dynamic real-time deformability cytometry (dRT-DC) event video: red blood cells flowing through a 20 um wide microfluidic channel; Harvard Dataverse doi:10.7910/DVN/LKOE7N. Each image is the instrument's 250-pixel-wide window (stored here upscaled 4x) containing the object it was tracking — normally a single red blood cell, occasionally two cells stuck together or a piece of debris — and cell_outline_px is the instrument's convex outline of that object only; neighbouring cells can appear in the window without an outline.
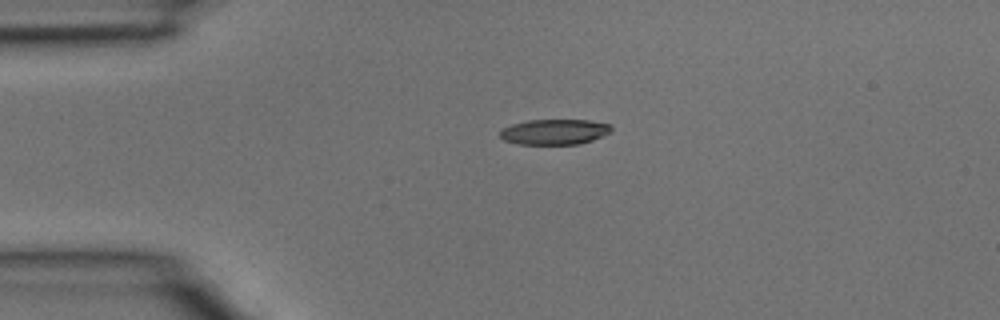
{"species": "common noctule bat (a hibernating species)", "species_latin": "Nyctalus noctula", "temperature_condition": "room temperature", "stored_images_in_passage": 32, "camera_frame_rate_fps": 3000, "um_per_image_px": 0.085, "animal": {"sex": "male", "body_mass_g": 15.6}, "frame": {"image": 1, "passage_image": 1, "time_ms": 0.0, "image_size_px": [1000, 320], "cell_outline_px": [[612, 132], [592, 140], [580, 144], [516, 144], [504, 140], [500, 136], [500, 132], [504, 128], [512, 124], [528, 120], [588, 120], [612, 124]], "centroid_in_image_um": [47.17, 11.21], "position_along_channel_um": 37.8, "area_um2": 16.53}}
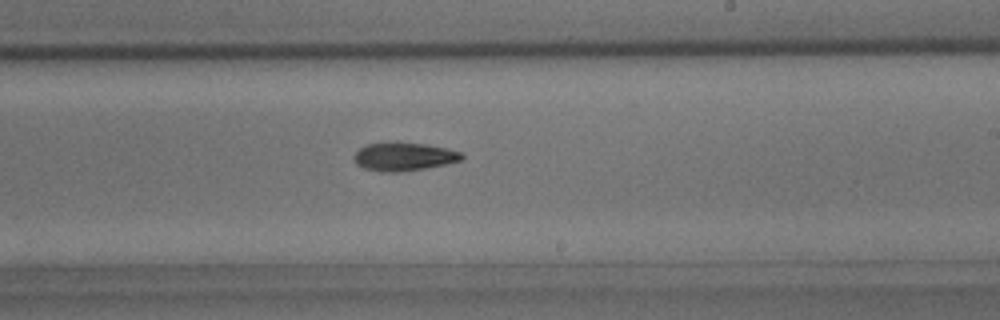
{"frame": {"image": 2, "passage_image": 16, "time_ms": 5.0, "image_size_px": [1000, 320], "cell_outline_px": [[464, 156], [460, 160], [444, 164], [424, 168], [400, 172], [380, 172], [364, 168], [356, 164], [352, 156], [364, 144], [388, 140], [396, 140], [424, 144], [448, 148], [460, 152]], "centroid_in_image_um": [34.24, 13.27], "position_along_channel_um": 254.8, "area_um2": 18.26}}
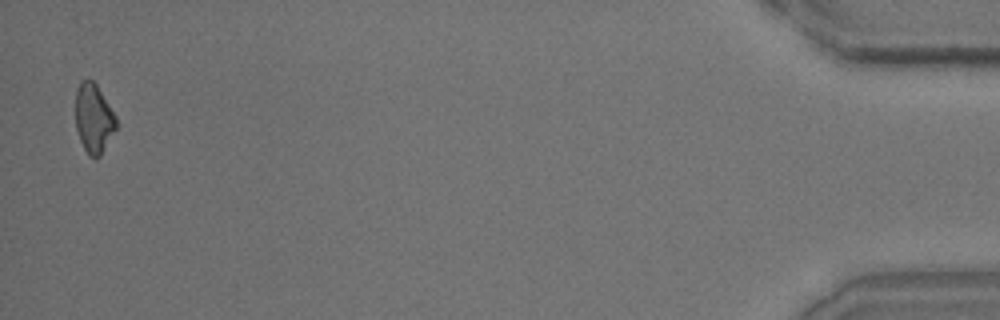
{"frame": {"image": 3, "passage_image": 32, "time_ms": 10.333, "image_size_px": [1000, 320], "cell_outline_px": [[116, 128], [100, 156], [88, 156], [80, 140], [76, 128], [76, 92], [80, 80], [92, 80], [96, 84], [116, 116]], "centroid_in_image_um": [7.95, 10.05], "position_along_channel_um": 427.2, "area_um2": 16.13}}